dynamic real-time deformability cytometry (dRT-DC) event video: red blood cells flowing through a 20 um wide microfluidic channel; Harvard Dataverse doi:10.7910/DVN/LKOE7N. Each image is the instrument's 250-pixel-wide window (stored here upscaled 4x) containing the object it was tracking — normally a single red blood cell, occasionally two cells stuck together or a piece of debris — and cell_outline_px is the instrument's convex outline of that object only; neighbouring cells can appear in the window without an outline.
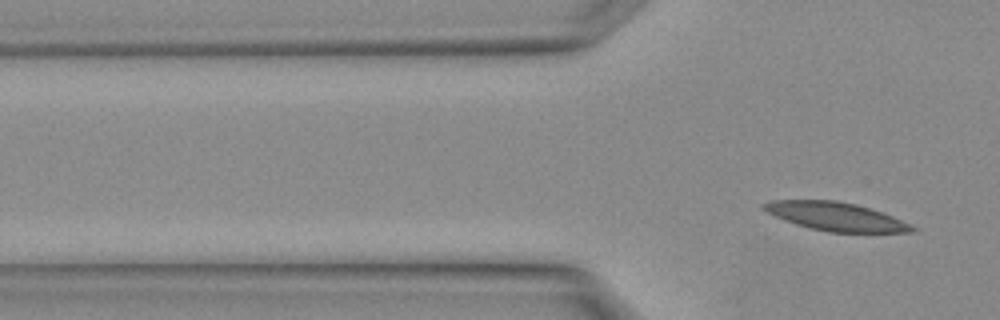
{"species": "Egyptian fruit bat (a non-hibernating species)", "species_latin": "Rousettus aegyptiacus", "temperature_condition": "warm", "stored_images_in_passage": 4, "segment_of_instrument_passage": [2, 2], "camera_frame_rate_fps": 3000, "um_per_image_px": 0.085, "animal": {"sex": "female"}, "frame": {"image": 1, "passage_image": 4, "time_ms": 1.0, "image_size_px": [1000, 320], "cell_outline_px": [[920, 228], [916, 232], [828, 232], [796, 224], [776, 216], [760, 208], [760, 204], [768, 200], [836, 200], [856, 204], [892, 216], [912, 224]], "centroid_in_image_um": [71.06, 18.4], "position_along_channel_um": 54.7, "area_um2": 24.57}}